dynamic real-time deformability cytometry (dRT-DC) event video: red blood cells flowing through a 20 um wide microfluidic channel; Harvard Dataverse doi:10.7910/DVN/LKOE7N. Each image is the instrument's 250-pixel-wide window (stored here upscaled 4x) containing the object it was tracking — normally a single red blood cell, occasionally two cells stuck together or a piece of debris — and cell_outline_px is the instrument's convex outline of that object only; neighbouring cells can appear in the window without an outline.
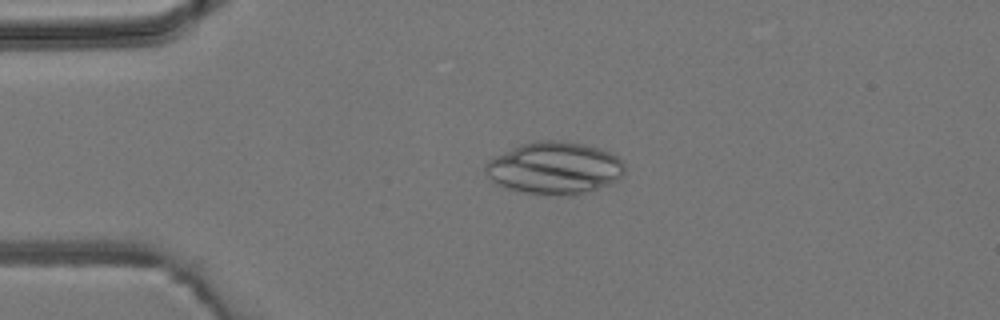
{"species": "common noctule bat (a hibernating species)", "species_latin": "Nyctalus noctula", "temperature_condition": "room temperature", "stored_images_in_passage": 5, "camera_frame_rate_fps": 3000, "um_per_image_px": 0.085, "animal": {"sex": "male", "body_mass_g": 19.2, "forearm_length_mm": 51.8}, "frame": {"image": 1, "passage_image": 4, "time_ms": 3.333, "image_size_px": [1000, 320], "cell_outline_px": [[624, 176], [608, 184], [596, 188], [580, 192], [544, 196], [504, 188], [496, 184], [484, 172], [484, 164], [492, 156], [520, 144], [536, 140], [560, 140], [584, 144], [600, 148], [612, 152], [624, 164]], "centroid_in_image_um": [47.07, 14.26], "position_along_channel_um": 37.9, "area_um2": 42.54}}
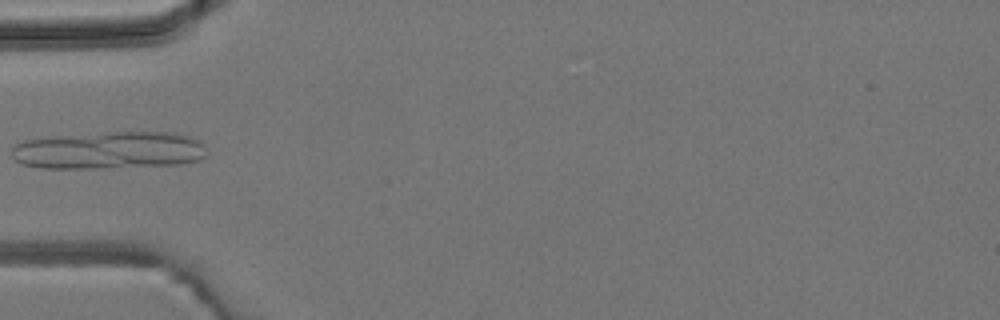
{"frame": {"image": 2, "passage_image": 5, "time_ms": 5.0, "image_size_px": [1000, 320], "cell_outline_px": [[204, 156], [200, 160], [180, 164], [108, 168], [40, 168], [20, 164], [12, 156], [12, 148], [16, 144], [24, 140], [56, 136], [108, 132], [172, 132], [192, 136], [200, 140]], "centroid_in_image_um": [9.24, 12.78], "position_along_channel_um": 75.8, "area_um2": 42.77}}